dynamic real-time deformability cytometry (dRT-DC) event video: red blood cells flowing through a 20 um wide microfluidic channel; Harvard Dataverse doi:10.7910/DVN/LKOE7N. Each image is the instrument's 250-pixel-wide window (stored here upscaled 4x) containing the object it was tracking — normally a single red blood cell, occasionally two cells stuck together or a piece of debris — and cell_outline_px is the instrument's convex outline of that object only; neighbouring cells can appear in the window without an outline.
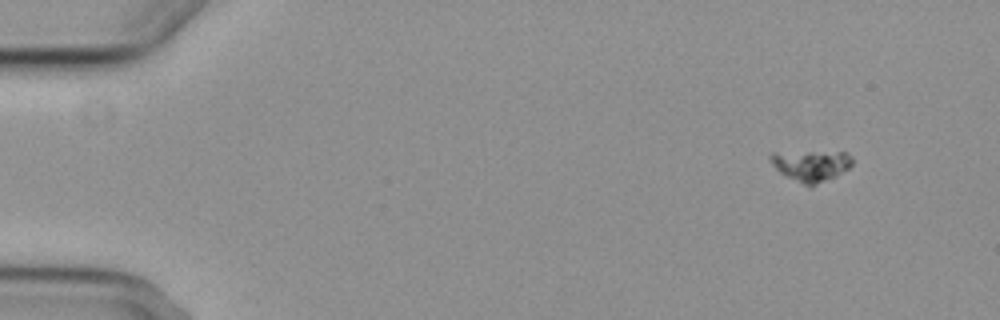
{"species": "common noctule bat (a hibernating species)", "species_latin": "Nyctalus noctula", "temperature_condition": "cold", "stored_images_in_passage": 9, "camera_frame_rate_fps": 3000, "um_per_image_px": 0.085, "animal": {"sex": "female", "body_mass_g": 29.2, "forearm_length_mm": 56.3}, "frame": {"image": 1, "passage_image": 1, "time_ms": 0.0, "image_size_px": [1000, 320], "cell_outline_px": [[852, 164], [848, 168], [836, 176], [816, 184], [804, 184], [780, 172], [772, 164], [768, 156], [772, 152], [844, 152], [852, 156]], "centroid_in_image_um": [68.93, 14.04], "position_along_channel_um": 16.1, "area_um2": 14.45}}
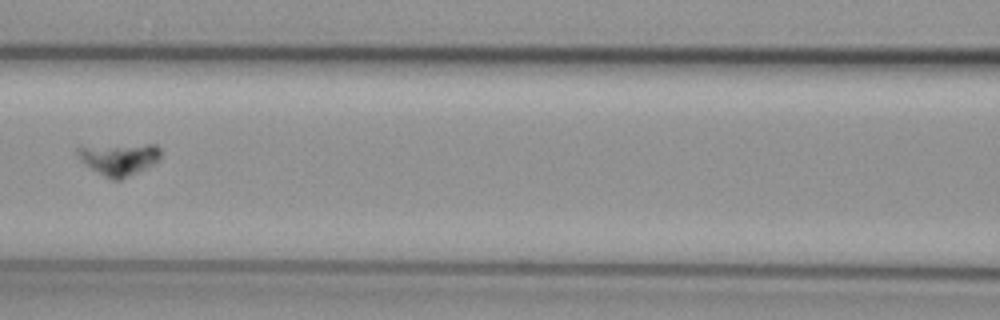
{"frame": {"image": 2, "passage_image": 7, "time_ms": 7.0, "image_size_px": [1000, 320], "cell_outline_px": [[160, 156], [152, 164], [120, 180], [112, 180], [104, 176], [84, 164], [80, 160], [76, 152], [76, 148], [144, 144], [156, 144], [160, 148]], "centroid_in_image_um": [10.11, 13.52], "position_along_channel_um": 156.5, "area_um2": 15.03}}
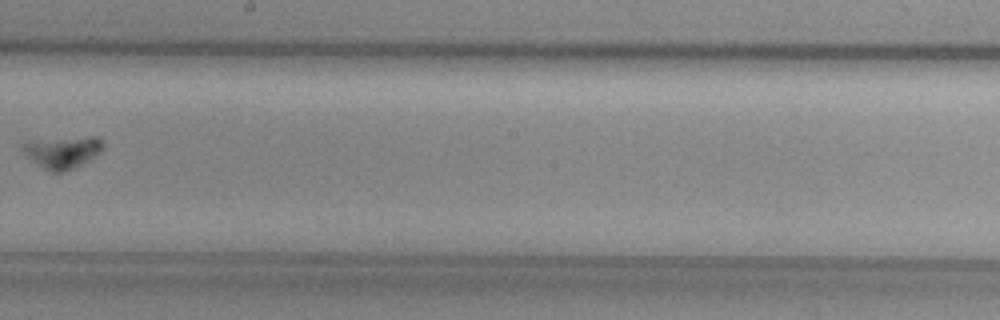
{"frame": {"image": 3, "passage_image": 9, "time_ms": 9.333, "image_size_px": [1000, 320], "cell_outline_px": [[104, 144], [100, 152], [88, 160], [64, 172], [52, 172], [44, 168], [24, 148], [24, 144], [88, 136], [96, 136]], "centroid_in_image_um": [5.49, 12.95], "position_along_channel_um": 242.7, "area_um2": 13.47}}